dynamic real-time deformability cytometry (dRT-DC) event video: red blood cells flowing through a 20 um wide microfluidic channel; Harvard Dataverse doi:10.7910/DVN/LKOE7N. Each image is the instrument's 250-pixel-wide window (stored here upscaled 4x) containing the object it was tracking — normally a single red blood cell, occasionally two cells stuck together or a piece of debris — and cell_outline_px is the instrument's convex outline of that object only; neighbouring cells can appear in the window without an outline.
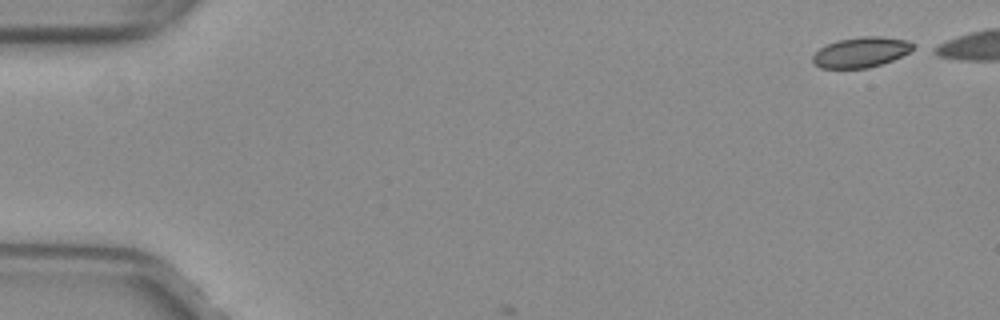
{"species": "common noctule bat (a hibernating species)", "species_latin": "Nyctalus noctula", "temperature_condition": "warm", "stored_images_in_passage": 6, "camera_frame_rate_fps": 3000, "um_per_image_px": 0.085, "animal": {"sex": "female", "body_mass_g": 29.2, "forearm_length_mm": 56.3}, "frame": {"image": 1, "passage_image": 1, "time_ms": 0.0, "image_size_px": [1000, 320], "cell_outline_px": [[912, 48], [908, 52], [892, 60], [868, 68], [820, 68], [812, 64], [812, 56], [820, 48], [836, 40], [860, 36], [880, 36], [908, 40], [912, 44]], "centroid_in_image_um": [73.12, 4.44], "position_along_channel_um": 11.9, "area_um2": 17.63}}